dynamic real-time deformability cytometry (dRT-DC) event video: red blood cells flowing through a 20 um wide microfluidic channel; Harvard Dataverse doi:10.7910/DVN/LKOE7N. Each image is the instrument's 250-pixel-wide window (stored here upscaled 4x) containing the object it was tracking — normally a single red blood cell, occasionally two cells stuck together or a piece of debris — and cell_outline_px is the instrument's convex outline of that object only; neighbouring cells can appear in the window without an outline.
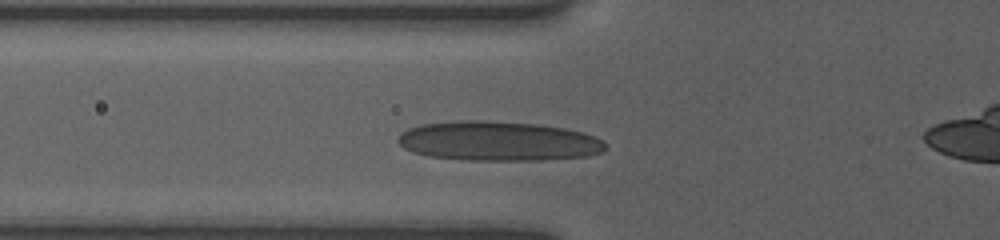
{"species": "human", "species_latin": "Homo sapiens", "temperature_condition": "room temperature", "stored_images_in_passage": 7, "camera_frame_rate_fps": 3000, "um_per_image_px": 0.085, "donor": {"sex": "female"}, "frame": {"image": 1, "passage_image": 6, "time_ms": 2.667, "image_size_px": [1000, 240], "cell_outline_px": [[604, 148], [600, 152], [588, 156], [544, 160], [468, 160], [428, 156], [412, 152], [404, 148], [396, 140], [400, 132], [408, 128], [420, 124], [464, 120], [488, 120], [536, 124], [564, 128], [584, 132], [596, 136], [604, 144]], "centroid_in_image_um": [42.31, 11.99], "position_along_channel_um": 83.5, "area_um2": 47.97}}